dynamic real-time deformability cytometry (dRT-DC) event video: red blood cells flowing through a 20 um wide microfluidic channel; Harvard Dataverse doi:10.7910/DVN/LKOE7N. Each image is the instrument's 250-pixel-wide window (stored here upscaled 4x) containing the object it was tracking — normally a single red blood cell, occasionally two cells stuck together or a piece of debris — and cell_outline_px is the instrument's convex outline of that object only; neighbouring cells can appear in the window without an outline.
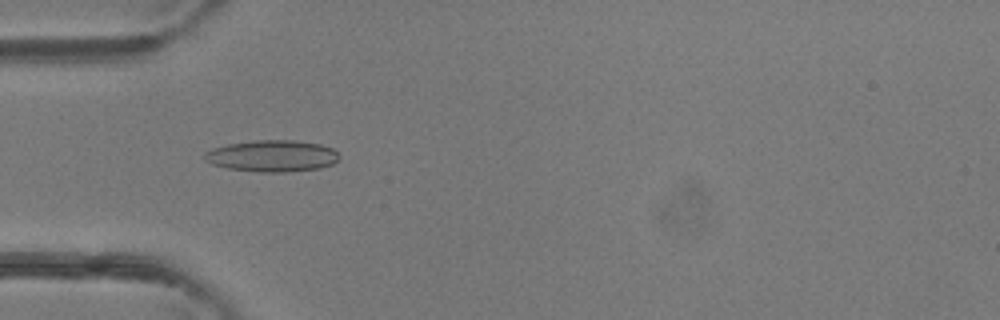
{"species": "common noctule bat (a hibernating species)", "species_latin": "Nyctalus noctula", "temperature_condition": "room temperature", "stored_images_in_passage": 46, "camera_frame_rate_fps": 3000, "um_per_image_px": 0.085, "animal": {"sex": "female"}, "frame": {"image": 1, "passage_image": 14, "time_ms": 4.333, "image_size_px": [1000, 320], "cell_outline_px": [[340, 156], [332, 164], [320, 168], [284, 172], [260, 172], [228, 168], [212, 164], [204, 160], [204, 152], [212, 148], [228, 144], [252, 140], [292, 140], [320, 144], [332, 148]], "centroid_in_image_um": [23.1, 13.25], "position_along_channel_um": 61.9, "area_um2": 24.74}}
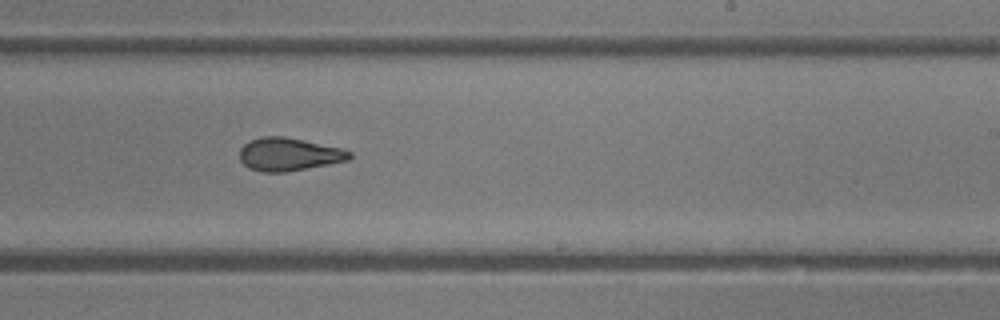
{"frame": {"image": 2, "passage_image": 28, "time_ms": 9.0, "image_size_px": [1000, 320], "cell_outline_px": [[352, 156], [348, 160], [328, 164], [284, 172], [260, 172], [248, 168], [240, 160], [240, 148], [244, 144], [252, 140], [264, 136], [284, 136], [344, 148], [352, 152]], "centroid_in_image_um": [24.56, 13.11], "position_along_channel_um": 264.4, "area_um2": 21.15}}
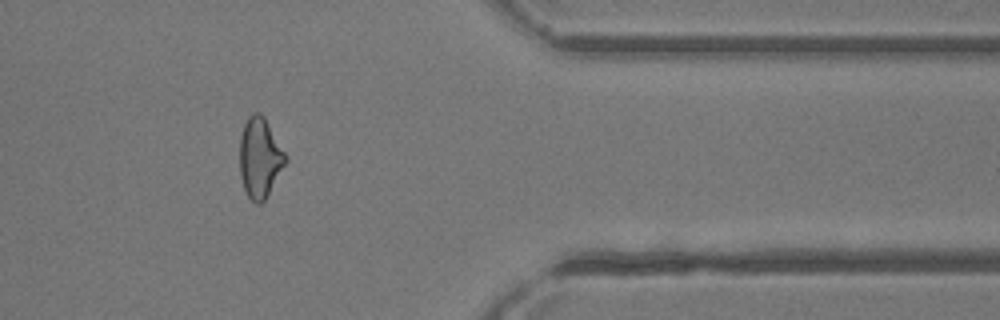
{"frame": {"image": 3, "passage_image": 38, "time_ms": 12.333, "image_size_px": [1000, 320], "cell_outline_px": [[288, 160], [264, 200], [260, 204], [256, 204], [248, 196], [244, 188], [240, 176], [240, 136], [244, 124], [248, 116], [252, 112], [260, 112], [264, 116], [288, 156]], "centroid_in_image_um": [22.09, 13.37], "position_along_channel_um": 389.3, "area_um2": 21.44}, "authors_computed_cell_mechanics": {"area_um2": 21.7617, "velocity_mm_per_s": 4.3755, "shape_relaxation_time_tau1_ms": null, "shape_relaxation_time_tau2_ms": 2.333, "deformation_change_tau1": null, "deformation_change_tau2": 0.0964}}